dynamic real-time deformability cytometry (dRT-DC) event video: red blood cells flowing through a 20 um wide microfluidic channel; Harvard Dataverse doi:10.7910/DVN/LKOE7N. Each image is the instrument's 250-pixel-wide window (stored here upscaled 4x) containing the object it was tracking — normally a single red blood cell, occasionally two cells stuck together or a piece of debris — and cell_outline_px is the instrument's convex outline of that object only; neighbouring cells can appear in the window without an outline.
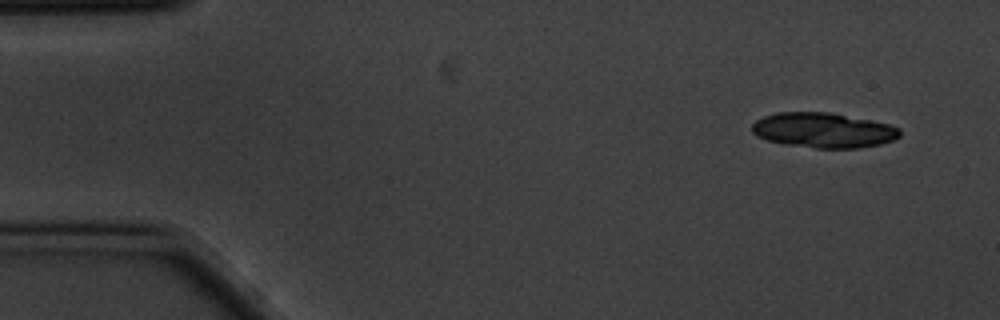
{"species": "common noctule bat (a hibernating species)", "species_latin": "Nyctalus noctula", "temperature_condition": "cold", "stored_images_in_passage": 4, "camera_frame_rate_fps": 3000, "um_per_image_px": 0.085, "animal": {"sex": "male", "body_mass_g": 20.1, "forearm_length_mm": 53.5}, "frame": {"image": 1, "passage_image": 1, "time_ms": 0.0, "image_size_px": [1000, 320], "cell_outline_px": [[900, 136], [892, 140], [880, 144], [856, 148], [816, 148], [784, 144], [768, 140], [756, 136], [752, 132], [752, 124], [756, 120], [764, 116], [776, 112], [828, 112], [872, 120], [888, 124], [900, 128]], "centroid_in_image_um": [69.97, 11.06], "position_along_channel_um": 15.0, "area_um2": 30.17}}